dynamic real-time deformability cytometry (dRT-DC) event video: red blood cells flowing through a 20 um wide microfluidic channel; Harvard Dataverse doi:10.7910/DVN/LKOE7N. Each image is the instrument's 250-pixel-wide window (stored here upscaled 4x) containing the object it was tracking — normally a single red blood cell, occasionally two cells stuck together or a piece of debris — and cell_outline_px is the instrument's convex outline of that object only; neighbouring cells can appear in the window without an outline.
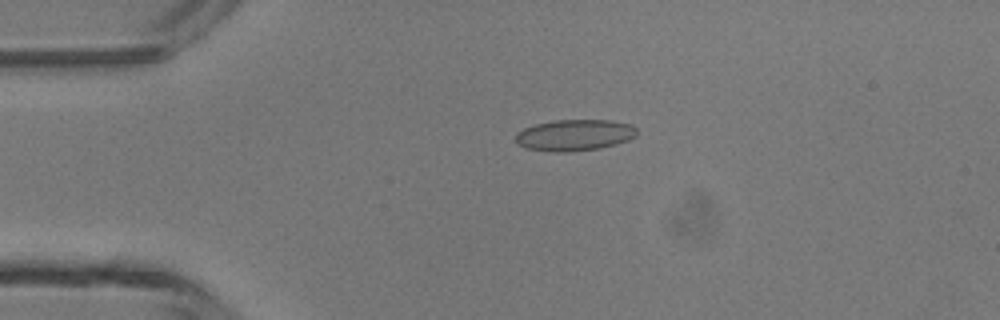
{"species": "common noctule bat (a hibernating species)", "species_latin": "Nyctalus noctula", "temperature_condition": "room temperature", "stored_images_in_passage": 45, "camera_frame_rate_fps": 3000, "um_per_image_px": 0.085, "animal": {"sex": "male", "body_mass_g": 13.3}, "frame": {"image": 1, "passage_image": 9, "time_ms": 2.667, "image_size_px": [1000, 320], "cell_outline_px": [[636, 136], [628, 140], [616, 144], [600, 148], [564, 152], [556, 152], [528, 148], [520, 144], [516, 140], [516, 132], [524, 128], [536, 124], [556, 120], [608, 120], [632, 124], [636, 128]], "centroid_in_image_um": [48.87, 11.47], "position_along_channel_um": 36.1, "area_um2": 21.91}}
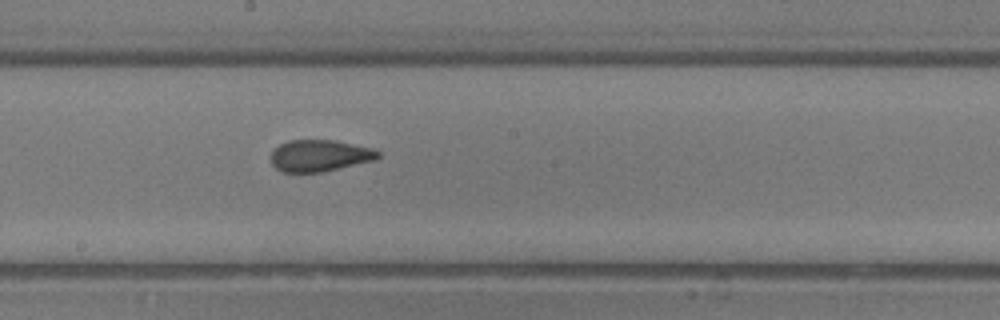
{"frame": {"image": 2, "passage_image": 24, "time_ms": 7.667, "image_size_px": [1000, 320], "cell_outline_px": [[380, 156], [376, 160], [324, 172], [284, 172], [276, 168], [272, 164], [272, 152], [280, 144], [288, 140], [336, 140], [372, 148], [380, 152]], "centroid_in_image_um": [27.21, 13.23], "position_along_channel_um": 221.0, "area_um2": 19.83}}
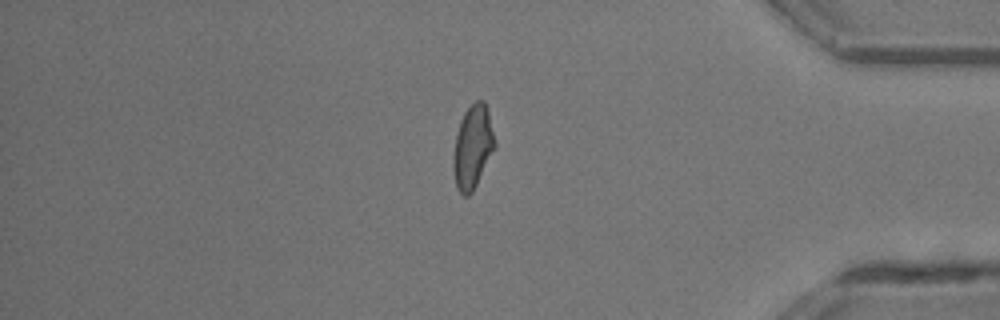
{"frame": {"image": 3, "passage_image": 38, "time_ms": 12.333, "image_size_px": [1000, 320], "cell_outline_px": [[496, 148], [472, 192], [468, 196], [464, 196], [456, 188], [452, 168], [452, 164], [456, 132], [460, 120], [464, 112], [476, 100], [484, 100], [488, 108], [496, 144]], "centroid_in_image_um": [40.18, 12.49], "position_along_channel_um": 395.0, "area_um2": 20.46}, "authors_computed_cell_mechanics": {"area_um2": 20.3456, "velocity_mm_per_s": 4.4076, "shape_relaxation_time_tau1_ms": 9.7363, "shape_relaxation_time_tau2_ms": 1.5154, "deformation_change_tau1": 0.1945, "deformation_change_tau2": 0.0706}}